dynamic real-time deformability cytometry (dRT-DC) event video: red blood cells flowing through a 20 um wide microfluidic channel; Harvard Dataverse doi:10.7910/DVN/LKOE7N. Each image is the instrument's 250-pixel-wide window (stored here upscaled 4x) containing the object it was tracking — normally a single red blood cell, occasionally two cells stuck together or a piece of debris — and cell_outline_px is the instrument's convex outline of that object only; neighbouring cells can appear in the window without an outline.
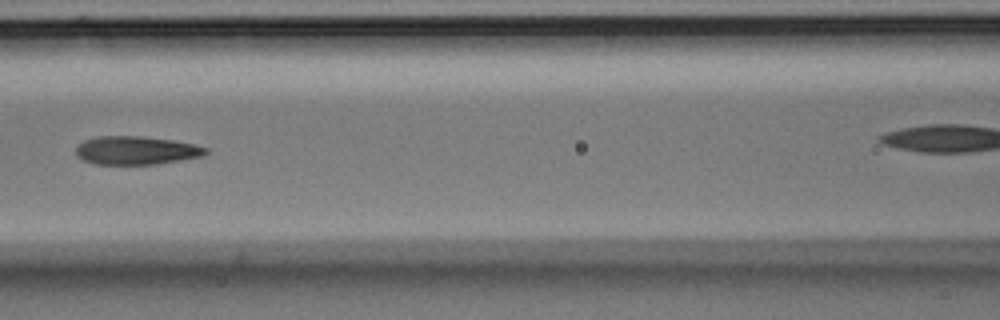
{"species": "Egyptian fruit bat (a non-hibernating species)", "species_latin": "Rousettus aegyptiacus", "temperature_condition": "room temperature", "stored_images_in_passage": 5, "segment_of_instrument_passage": [1, 2], "camera_frame_rate_fps": 3000, "um_per_image_px": 0.085, "animal": {"sex": "male"}, "frame": {"image": 1, "passage_image": 4, "time_ms": 1.0, "image_size_px": [1000, 320], "cell_outline_px": [[208, 152], [204, 156], [156, 164], [96, 164], [84, 160], [76, 156], [76, 144], [84, 140], [96, 136], [140, 136], [172, 140], [192, 144], [208, 148]], "centroid_in_image_um": [11.55, 12.78], "position_along_channel_um": 155.1, "area_um2": 21.5}}